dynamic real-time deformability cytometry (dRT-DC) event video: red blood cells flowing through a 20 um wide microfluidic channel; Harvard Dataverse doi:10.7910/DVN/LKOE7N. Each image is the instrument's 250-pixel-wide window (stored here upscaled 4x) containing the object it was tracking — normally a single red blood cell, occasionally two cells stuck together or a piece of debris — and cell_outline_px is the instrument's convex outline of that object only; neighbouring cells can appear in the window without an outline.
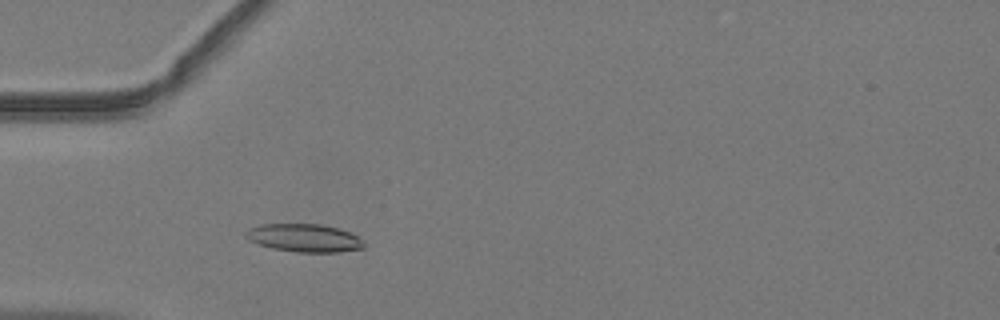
{"species": "common noctule bat (a hibernating species)", "species_latin": "Nyctalus noctula", "temperature_condition": "warm", "stored_images_in_passage": 46, "camera_frame_rate_fps": 3000, "um_per_image_px": 0.085, "animal": {"sex": "male", "body_mass_g": 19.2, "forearm_length_mm": 51.8}, "frame": {"image": 1, "passage_image": 11, "time_ms": 3.333, "image_size_px": [1000, 320], "cell_outline_px": [[364, 248], [340, 252], [296, 252], [272, 248], [256, 244], [248, 240], [244, 236], [244, 232], [248, 228], [260, 224], [320, 224], [340, 228], [356, 236], [364, 244]], "centroid_in_image_um": [25.79, 20.22], "position_along_channel_um": 59.2, "area_um2": 19.42}}
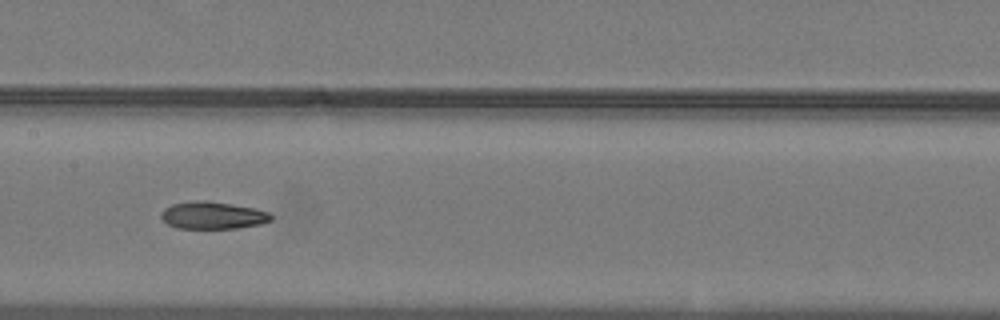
{"frame": {"image": 2, "passage_image": 21, "time_ms": 6.667, "image_size_px": [1000, 320], "cell_outline_px": [[272, 220], [260, 224], [236, 228], [176, 228], [168, 224], [160, 216], [160, 212], [164, 208], [172, 204], [196, 200], [204, 200], [232, 204], [256, 208], [268, 212], [272, 216]], "centroid_in_image_um": [18.07, 18.3], "position_along_channel_um": 189.3, "area_um2": 17.51}}
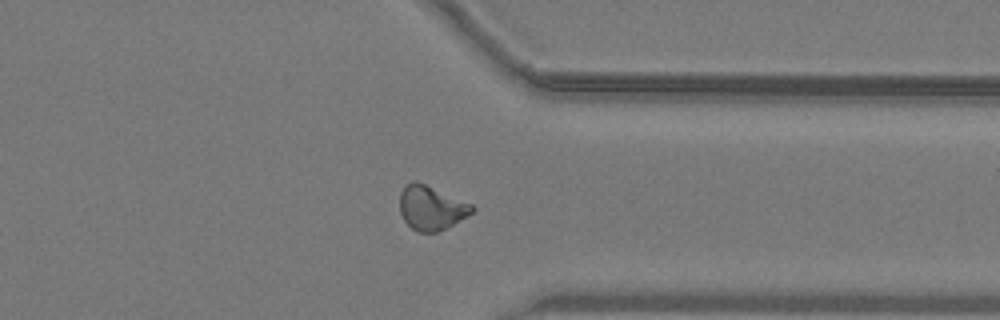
{"frame": {"image": 3, "passage_image": 35, "time_ms": 11.333, "image_size_px": [1000, 320], "cell_outline_px": [[476, 208], [468, 216], [436, 232], [416, 232], [404, 220], [400, 212], [400, 192], [404, 184], [412, 180], [416, 180], [472, 204]], "centroid_in_image_um": [36.62, 17.64], "position_along_channel_um": 374.8, "area_um2": 18.61}, "authors_computed_cell_mechanics": {"area_um2": 18.207, "velocity_mm_per_s": 4.0369, "shape_relaxation_time_tau1_ms": null, "shape_relaxation_time_tau2_ms": 3.7807, "deformation_change_tau1": null, "deformation_change_tau2": 0.1088}}